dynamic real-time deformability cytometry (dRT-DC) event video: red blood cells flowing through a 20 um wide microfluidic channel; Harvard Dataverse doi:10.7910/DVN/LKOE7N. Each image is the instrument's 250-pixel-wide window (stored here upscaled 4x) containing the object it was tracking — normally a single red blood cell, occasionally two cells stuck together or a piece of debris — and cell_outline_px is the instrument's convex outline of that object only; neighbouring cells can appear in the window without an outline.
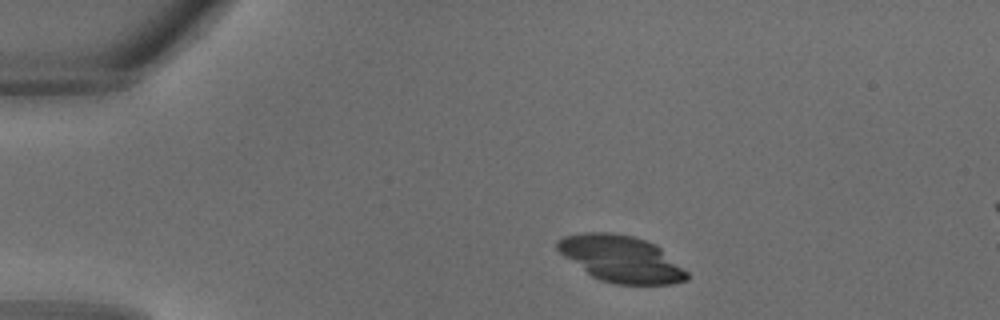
{"species": "common noctule bat (a hibernating species)", "species_latin": "Nyctalus noctula", "temperature_condition": "warm", "stored_images_in_passage": 8, "camera_frame_rate_fps": 3000, "um_per_image_px": 0.085, "animal": {"sex": "male", "body_mass_g": 18.8}, "frame": {"image": 1, "passage_image": 2, "time_ms": 0.333, "image_size_px": [1000, 320], "cell_outline_px": [[688, 280], [672, 284], [616, 284], [600, 280], [592, 276], [564, 256], [556, 248], [556, 244], [564, 236], [584, 232], [612, 232], [632, 236], [656, 244], [688, 272]], "centroid_in_image_um": [52.81, 22.0], "position_along_channel_um": 32.2, "area_um2": 34.85}}